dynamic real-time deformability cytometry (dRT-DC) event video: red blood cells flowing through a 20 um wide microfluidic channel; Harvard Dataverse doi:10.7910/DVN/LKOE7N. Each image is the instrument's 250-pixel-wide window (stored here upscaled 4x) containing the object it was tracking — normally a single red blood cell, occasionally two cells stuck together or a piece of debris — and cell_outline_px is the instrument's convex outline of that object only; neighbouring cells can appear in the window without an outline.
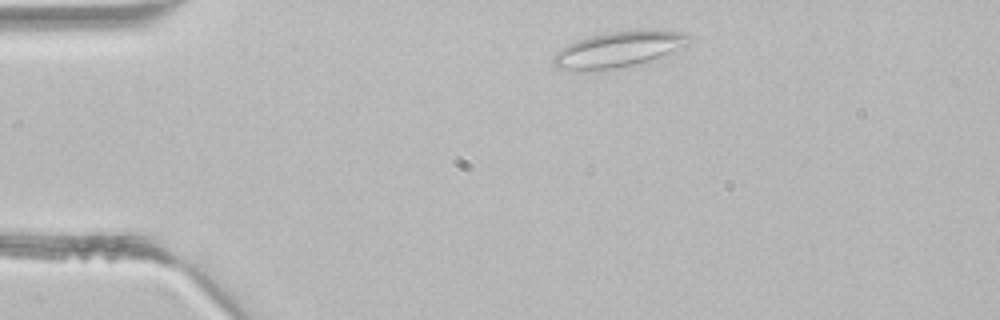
{"species": "common noctule bat (a hibernating species)", "species_latin": "Nyctalus noctula", "temperature_condition": "room temperature", "stored_images_in_passage": 2, "camera_frame_rate_fps": 3000, "um_per_image_px": 0.085, "animal": {"sex": "male", "body_mass_g": 21.5, "forearm_length_mm": 52.0}, "frame": {"image": 1, "passage_image": 1, "time_ms": 0.0, "image_size_px": [1000, 320], "cell_outline_px": [[692, 40], [688, 44], [660, 60], [612, 68], [580, 72], [576, 72], [556, 68], [552, 64], [552, 56], [560, 48], [576, 40], [608, 32], [640, 28], [648, 28], [688, 32], [692, 36]], "centroid_in_image_um": [52.65, 4.18], "position_along_channel_um": 32.3, "area_um2": 29.59}}